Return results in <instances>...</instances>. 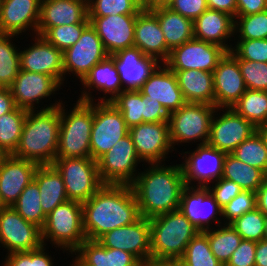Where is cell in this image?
<instances>
[{
  "label": "cell",
  "instance_id": "cell-40",
  "mask_svg": "<svg viewBox=\"0 0 267 266\" xmlns=\"http://www.w3.org/2000/svg\"><path fill=\"white\" fill-rule=\"evenodd\" d=\"M16 212L25 220L43 228L46 215L40 204V191L37 182L33 181L22 191L18 200L12 205Z\"/></svg>",
  "mask_w": 267,
  "mask_h": 266
},
{
  "label": "cell",
  "instance_id": "cell-53",
  "mask_svg": "<svg viewBox=\"0 0 267 266\" xmlns=\"http://www.w3.org/2000/svg\"><path fill=\"white\" fill-rule=\"evenodd\" d=\"M167 7L193 21L208 9L206 0H172Z\"/></svg>",
  "mask_w": 267,
  "mask_h": 266
},
{
  "label": "cell",
  "instance_id": "cell-24",
  "mask_svg": "<svg viewBox=\"0 0 267 266\" xmlns=\"http://www.w3.org/2000/svg\"><path fill=\"white\" fill-rule=\"evenodd\" d=\"M108 55L134 47L137 15H109L88 17Z\"/></svg>",
  "mask_w": 267,
  "mask_h": 266
},
{
  "label": "cell",
  "instance_id": "cell-45",
  "mask_svg": "<svg viewBox=\"0 0 267 266\" xmlns=\"http://www.w3.org/2000/svg\"><path fill=\"white\" fill-rule=\"evenodd\" d=\"M234 34V41L267 39V10L251 15L236 16Z\"/></svg>",
  "mask_w": 267,
  "mask_h": 266
},
{
  "label": "cell",
  "instance_id": "cell-11",
  "mask_svg": "<svg viewBox=\"0 0 267 266\" xmlns=\"http://www.w3.org/2000/svg\"><path fill=\"white\" fill-rule=\"evenodd\" d=\"M59 89H62L61 85L52 76L23 70L19 71L10 87L16 106L27 111H35L38 107H41L40 110L58 107L63 102L61 99L45 104L44 107L41 102L58 94Z\"/></svg>",
  "mask_w": 267,
  "mask_h": 266
},
{
  "label": "cell",
  "instance_id": "cell-67",
  "mask_svg": "<svg viewBox=\"0 0 267 266\" xmlns=\"http://www.w3.org/2000/svg\"><path fill=\"white\" fill-rule=\"evenodd\" d=\"M5 204L2 202L1 197H0V211L5 208Z\"/></svg>",
  "mask_w": 267,
  "mask_h": 266
},
{
  "label": "cell",
  "instance_id": "cell-68",
  "mask_svg": "<svg viewBox=\"0 0 267 266\" xmlns=\"http://www.w3.org/2000/svg\"><path fill=\"white\" fill-rule=\"evenodd\" d=\"M142 2V4H144L147 0H140Z\"/></svg>",
  "mask_w": 267,
  "mask_h": 266
},
{
  "label": "cell",
  "instance_id": "cell-57",
  "mask_svg": "<svg viewBox=\"0 0 267 266\" xmlns=\"http://www.w3.org/2000/svg\"><path fill=\"white\" fill-rule=\"evenodd\" d=\"M208 9L228 13L232 17L237 16V0H206Z\"/></svg>",
  "mask_w": 267,
  "mask_h": 266
},
{
  "label": "cell",
  "instance_id": "cell-20",
  "mask_svg": "<svg viewBox=\"0 0 267 266\" xmlns=\"http://www.w3.org/2000/svg\"><path fill=\"white\" fill-rule=\"evenodd\" d=\"M179 210L199 231L213 228L214 222L215 227L224 224L222 208L207 188L186 186L181 193Z\"/></svg>",
  "mask_w": 267,
  "mask_h": 266
},
{
  "label": "cell",
  "instance_id": "cell-56",
  "mask_svg": "<svg viewBox=\"0 0 267 266\" xmlns=\"http://www.w3.org/2000/svg\"><path fill=\"white\" fill-rule=\"evenodd\" d=\"M267 10V0H237V16L256 14Z\"/></svg>",
  "mask_w": 267,
  "mask_h": 266
},
{
  "label": "cell",
  "instance_id": "cell-13",
  "mask_svg": "<svg viewBox=\"0 0 267 266\" xmlns=\"http://www.w3.org/2000/svg\"><path fill=\"white\" fill-rule=\"evenodd\" d=\"M255 132L256 127L238 115L231 107L216 108L211 120L207 144L226 154H231L237 146Z\"/></svg>",
  "mask_w": 267,
  "mask_h": 266
},
{
  "label": "cell",
  "instance_id": "cell-35",
  "mask_svg": "<svg viewBox=\"0 0 267 266\" xmlns=\"http://www.w3.org/2000/svg\"><path fill=\"white\" fill-rule=\"evenodd\" d=\"M222 178L235 182L243 190L256 192L267 179L260 169L243 163L232 154H226Z\"/></svg>",
  "mask_w": 267,
  "mask_h": 266
},
{
  "label": "cell",
  "instance_id": "cell-22",
  "mask_svg": "<svg viewBox=\"0 0 267 266\" xmlns=\"http://www.w3.org/2000/svg\"><path fill=\"white\" fill-rule=\"evenodd\" d=\"M38 164L12 155H0V197L5 206H12L33 179Z\"/></svg>",
  "mask_w": 267,
  "mask_h": 266
},
{
  "label": "cell",
  "instance_id": "cell-65",
  "mask_svg": "<svg viewBox=\"0 0 267 266\" xmlns=\"http://www.w3.org/2000/svg\"><path fill=\"white\" fill-rule=\"evenodd\" d=\"M263 240L267 241V215H265V223H264V236Z\"/></svg>",
  "mask_w": 267,
  "mask_h": 266
},
{
  "label": "cell",
  "instance_id": "cell-14",
  "mask_svg": "<svg viewBox=\"0 0 267 266\" xmlns=\"http://www.w3.org/2000/svg\"><path fill=\"white\" fill-rule=\"evenodd\" d=\"M108 56L95 28L89 24L82 32L79 40L63 52L64 81L76 76L81 82L91 68ZM74 74V75H73Z\"/></svg>",
  "mask_w": 267,
  "mask_h": 266
},
{
  "label": "cell",
  "instance_id": "cell-34",
  "mask_svg": "<svg viewBox=\"0 0 267 266\" xmlns=\"http://www.w3.org/2000/svg\"><path fill=\"white\" fill-rule=\"evenodd\" d=\"M158 19L167 48L172 51L194 38L193 20L183 17L167 6L149 9Z\"/></svg>",
  "mask_w": 267,
  "mask_h": 266
},
{
  "label": "cell",
  "instance_id": "cell-44",
  "mask_svg": "<svg viewBox=\"0 0 267 266\" xmlns=\"http://www.w3.org/2000/svg\"><path fill=\"white\" fill-rule=\"evenodd\" d=\"M231 154L267 175V149L257 132L237 146Z\"/></svg>",
  "mask_w": 267,
  "mask_h": 266
},
{
  "label": "cell",
  "instance_id": "cell-1",
  "mask_svg": "<svg viewBox=\"0 0 267 266\" xmlns=\"http://www.w3.org/2000/svg\"><path fill=\"white\" fill-rule=\"evenodd\" d=\"M83 229L88 240H98L115 228L137 221L141 215L131 185L104 184L82 203Z\"/></svg>",
  "mask_w": 267,
  "mask_h": 266
},
{
  "label": "cell",
  "instance_id": "cell-49",
  "mask_svg": "<svg viewBox=\"0 0 267 266\" xmlns=\"http://www.w3.org/2000/svg\"><path fill=\"white\" fill-rule=\"evenodd\" d=\"M247 89L267 91V62L237 59Z\"/></svg>",
  "mask_w": 267,
  "mask_h": 266
},
{
  "label": "cell",
  "instance_id": "cell-58",
  "mask_svg": "<svg viewBox=\"0 0 267 266\" xmlns=\"http://www.w3.org/2000/svg\"><path fill=\"white\" fill-rule=\"evenodd\" d=\"M16 107L10 88L0 87V117L13 111Z\"/></svg>",
  "mask_w": 267,
  "mask_h": 266
},
{
  "label": "cell",
  "instance_id": "cell-23",
  "mask_svg": "<svg viewBox=\"0 0 267 266\" xmlns=\"http://www.w3.org/2000/svg\"><path fill=\"white\" fill-rule=\"evenodd\" d=\"M110 56L114 59L124 91L139 90L161 64L137 47L123 49Z\"/></svg>",
  "mask_w": 267,
  "mask_h": 266
},
{
  "label": "cell",
  "instance_id": "cell-31",
  "mask_svg": "<svg viewBox=\"0 0 267 266\" xmlns=\"http://www.w3.org/2000/svg\"><path fill=\"white\" fill-rule=\"evenodd\" d=\"M186 102L205 103L215 106L213 72L204 70H171Z\"/></svg>",
  "mask_w": 267,
  "mask_h": 266
},
{
  "label": "cell",
  "instance_id": "cell-6",
  "mask_svg": "<svg viewBox=\"0 0 267 266\" xmlns=\"http://www.w3.org/2000/svg\"><path fill=\"white\" fill-rule=\"evenodd\" d=\"M42 230L43 245H54L63 253L74 252L85 241L83 229L82 203L72 200L56 206L46 217Z\"/></svg>",
  "mask_w": 267,
  "mask_h": 266
},
{
  "label": "cell",
  "instance_id": "cell-64",
  "mask_svg": "<svg viewBox=\"0 0 267 266\" xmlns=\"http://www.w3.org/2000/svg\"><path fill=\"white\" fill-rule=\"evenodd\" d=\"M166 266H190L186 262L180 259H173L164 263Z\"/></svg>",
  "mask_w": 267,
  "mask_h": 266
},
{
  "label": "cell",
  "instance_id": "cell-54",
  "mask_svg": "<svg viewBox=\"0 0 267 266\" xmlns=\"http://www.w3.org/2000/svg\"><path fill=\"white\" fill-rule=\"evenodd\" d=\"M256 242L242 239L225 266H255Z\"/></svg>",
  "mask_w": 267,
  "mask_h": 266
},
{
  "label": "cell",
  "instance_id": "cell-8",
  "mask_svg": "<svg viewBox=\"0 0 267 266\" xmlns=\"http://www.w3.org/2000/svg\"><path fill=\"white\" fill-rule=\"evenodd\" d=\"M53 165L63 177L68 200L84 203L104 185L92 158L56 157Z\"/></svg>",
  "mask_w": 267,
  "mask_h": 266
},
{
  "label": "cell",
  "instance_id": "cell-19",
  "mask_svg": "<svg viewBox=\"0 0 267 266\" xmlns=\"http://www.w3.org/2000/svg\"><path fill=\"white\" fill-rule=\"evenodd\" d=\"M30 35L34 42L20 49V70L50 75L64 86L63 52L43 36Z\"/></svg>",
  "mask_w": 267,
  "mask_h": 266
},
{
  "label": "cell",
  "instance_id": "cell-7",
  "mask_svg": "<svg viewBox=\"0 0 267 266\" xmlns=\"http://www.w3.org/2000/svg\"><path fill=\"white\" fill-rule=\"evenodd\" d=\"M216 106L205 103L186 102L180 109L169 114V132L172 147L182 143L207 144L210 125Z\"/></svg>",
  "mask_w": 267,
  "mask_h": 266
},
{
  "label": "cell",
  "instance_id": "cell-3",
  "mask_svg": "<svg viewBox=\"0 0 267 266\" xmlns=\"http://www.w3.org/2000/svg\"><path fill=\"white\" fill-rule=\"evenodd\" d=\"M60 131V105L47 110L27 111L19 144L12 156L40 165L56 159Z\"/></svg>",
  "mask_w": 267,
  "mask_h": 266
},
{
  "label": "cell",
  "instance_id": "cell-29",
  "mask_svg": "<svg viewBox=\"0 0 267 266\" xmlns=\"http://www.w3.org/2000/svg\"><path fill=\"white\" fill-rule=\"evenodd\" d=\"M234 25L235 18L228 13L207 9L193 21L194 38L219 45L230 52L234 45L230 42L235 36Z\"/></svg>",
  "mask_w": 267,
  "mask_h": 266
},
{
  "label": "cell",
  "instance_id": "cell-27",
  "mask_svg": "<svg viewBox=\"0 0 267 266\" xmlns=\"http://www.w3.org/2000/svg\"><path fill=\"white\" fill-rule=\"evenodd\" d=\"M139 92L150 100L160 102L168 114L180 109L186 103L174 72L164 63L155 69Z\"/></svg>",
  "mask_w": 267,
  "mask_h": 266
},
{
  "label": "cell",
  "instance_id": "cell-4",
  "mask_svg": "<svg viewBox=\"0 0 267 266\" xmlns=\"http://www.w3.org/2000/svg\"><path fill=\"white\" fill-rule=\"evenodd\" d=\"M151 262L180 259L191 239L199 232L178 209L149 219Z\"/></svg>",
  "mask_w": 267,
  "mask_h": 266
},
{
  "label": "cell",
  "instance_id": "cell-61",
  "mask_svg": "<svg viewBox=\"0 0 267 266\" xmlns=\"http://www.w3.org/2000/svg\"><path fill=\"white\" fill-rule=\"evenodd\" d=\"M172 0H147L143 6L145 9H151L160 6H168Z\"/></svg>",
  "mask_w": 267,
  "mask_h": 266
},
{
  "label": "cell",
  "instance_id": "cell-25",
  "mask_svg": "<svg viewBox=\"0 0 267 266\" xmlns=\"http://www.w3.org/2000/svg\"><path fill=\"white\" fill-rule=\"evenodd\" d=\"M81 83L84 88L80 91L81 95H79L80 97L77 100L84 102H111L124 91L114 59L110 55L94 65ZM93 90L95 93L100 91L104 95L98 92L100 97L95 99L92 96ZM101 95H103L102 98Z\"/></svg>",
  "mask_w": 267,
  "mask_h": 266
},
{
  "label": "cell",
  "instance_id": "cell-5",
  "mask_svg": "<svg viewBox=\"0 0 267 266\" xmlns=\"http://www.w3.org/2000/svg\"><path fill=\"white\" fill-rule=\"evenodd\" d=\"M73 105L68 111L65 102L60 104V131L56 157L91 158L93 102L77 100Z\"/></svg>",
  "mask_w": 267,
  "mask_h": 266
},
{
  "label": "cell",
  "instance_id": "cell-46",
  "mask_svg": "<svg viewBox=\"0 0 267 266\" xmlns=\"http://www.w3.org/2000/svg\"><path fill=\"white\" fill-rule=\"evenodd\" d=\"M265 215L257 207L231 223L242 239L259 242L264 236Z\"/></svg>",
  "mask_w": 267,
  "mask_h": 266
},
{
  "label": "cell",
  "instance_id": "cell-37",
  "mask_svg": "<svg viewBox=\"0 0 267 266\" xmlns=\"http://www.w3.org/2000/svg\"><path fill=\"white\" fill-rule=\"evenodd\" d=\"M231 108L256 128L264 125L267 120V91L247 89Z\"/></svg>",
  "mask_w": 267,
  "mask_h": 266
},
{
  "label": "cell",
  "instance_id": "cell-59",
  "mask_svg": "<svg viewBox=\"0 0 267 266\" xmlns=\"http://www.w3.org/2000/svg\"><path fill=\"white\" fill-rule=\"evenodd\" d=\"M257 208L267 215V179L256 191Z\"/></svg>",
  "mask_w": 267,
  "mask_h": 266
},
{
  "label": "cell",
  "instance_id": "cell-18",
  "mask_svg": "<svg viewBox=\"0 0 267 266\" xmlns=\"http://www.w3.org/2000/svg\"><path fill=\"white\" fill-rule=\"evenodd\" d=\"M227 51L219 45L193 38L174 48L164 63L170 70L213 72Z\"/></svg>",
  "mask_w": 267,
  "mask_h": 266
},
{
  "label": "cell",
  "instance_id": "cell-28",
  "mask_svg": "<svg viewBox=\"0 0 267 266\" xmlns=\"http://www.w3.org/2000/svg\"><path fill=\"white\" fill-rule=\"evenodd\" d=\"M76 23H90L87 0H41L37 35L51 27Z\"/></svg>",
  "mask_w": 267,
  "mask_h": 266
},
{
  "label": "cell",
  "instance_id": "cell-16",
  "mask_svg": "<svg viewBox=\"0 0 267 266\" xmlns=\"http://www.w3.org/2000/svg\"><path fill=\"white\" fill-rule=\"evenodd\" d=\"M129 135L143 164L165 163L169 153L175 151L168 122H143L130 128Z\"/></svg>",
  "mask_w": 267,
  "mask_h": 266
},
{
  "label": "cell",
  "instance_id": "cell-41",
  "mask_svg": "<svg viewBox=\"0 0 267 266\" xmlns=\"http://www.w3.org/2000/svg\"><path fill=\"white\" fill-rule=\"evenodd\" d=\"M111 103L122 113L129 129L143 123L144 95L139 90L122 91Z\"/></svg>",
  "mask_w": 267,
  "mask_h": 266
},
{
  "label": "cell",
  "instance_id": "cell-30",
  "mask_svg": "<svg viewBox=\"0 0 267 266\" xmlns=\"http://www.w3.org/2000/svg\"><path fill=\"white\" fill-rule=\"evenodd\" d=\"M134 47L139 48L146 56L165 63L170 55L157 17L149 10L143 9L136 18Z\"/></svg>",
  "mask_w": 267,
  "mask_h": 266
},
{
  "label": "cell",
  "instance_id": "cell-2",
  "mask_svg": "<svg viewBox=\"0 0 267 266\" xmlns=\"http://www.w3.org/2000/svg\"><path fill=\"white\" fill-rule=\"evenodd\" d=\"M131 184L140 215L153 218L179 209L182 190L186 187L181 164H144Z\"/></svg>",
  "mask_w": 267,
  "mask_h": 266
},
{
  "label": "cell",
  "instance_id": "cell-43",
  "mask_svg": "<svg viewBox=\"0 0 267 266\" xmlns=\"http://www.w3.org/2000/svg\"><path fill=\"white\" fill-rule=\"evenodd\" d=\"M181 259L190 266H224L211 251L207 230L191 239Z\"/></svg>",
  "mask_w": 267,
  "mask_h": 266
},
{
  "label": "cell",
  "instance_id": "cell-36",
  "mask_svg": "<svg viewBox=\"0 0 267 266\" xmlns=\"http://www.w3.org/2000/svg\"><path fill=\"white\" fill-rule=\"evenodd\" d=\"M27 110L16 107L0 117V155H12L20 141Z\"/></svg>",
  "mask_w": 267,
  "mask_h": 266
},
{
  "label": "cell",
  "instance_id": "cell-50",
  "mask_svg": "<svg viewBox=\"0 0 267 266\" xmlns=\"http://www.w3.org/2000/svg\"><path fill=\"white\" fill-rule=\"evenodd\" d=\"M257 207L256 192L242 190L235 198L222 208L224 224H231L237 218Z\"/></svg>",
  "mask_w": 267,
  "mask_h": 266
},
{
  "label": "cell",
  "instance_id": "cell-42",
  "mask_svg": "<svg viewBox=\"0 0 267 266\" xmlns=\"http://www.w3.org/2000/svg\"><path fill=\"white\" fill-rule=\"evenodd\" d=\"M88 17L138 15L144 6L140 0H87Z\"/></svg>",
  "mask_w": 267,
  "mask_h": 266
},
{
  "label": "cell",
  "instance_id": "cell-69",
  "mask_svg": "<svg viewBox=\"0 0 267 266\" xmlns=\"http://www.w3.org/2000/svg\"><path fill=\"white\" fill-rule=\"evenodd\" d=\"M2 3H3V0H0V8H1Z\"/></svg>",
  "mask_w": 267,
  "mask_h": 266
},
{
  "label": "cell",
  "instance_id": "cell-47",
  "mask_svg": "<svg viewBox=\"0 0 267 266\" xmlns=\"http://www.w3.org/2000/svg\"><path fill=\"white\" fill-rule=\"evenodd\" d=\"M90 23H76L49 28L42 36L57 49L64 52L74 45Z\"/></svg>",
  "mask_w": 267,
  "mask_h": 266
},
{
  "label": "cell",
  "instance_id": "cell-26",
  "mask_svg": "<svg viewBox=\"0 0 267 266\" xmlns=\"http://www.w3.org/2000/svg\"><path fill=\"white\" fill-rule=\"evenodd\" d=\"M40 9L41 0H3L0 8V34H13L19 38V35L31 29V33L36 35Z\"/></svg>",
  "mask_w": 267,
  "mask_h": 266
},
{
  "label": "cell",
  "instance_id": "cell-10",
  "mask_svg": "<svg viewBox=\"0 0 267 266\" xmlns=\"http://www.w3.org/2000/svg\"><path fill=\"white\" fill-rule=\"evenodd\" d=\"M129 134L122 113L111 102H93V125L90 135L91 158L98 160L116 142Z\"/></svg>",
  "mask_w": 267,
  "mask_h": 266
},
{
  "label": "cell",
  "instance_id": "cell-62",
  "mask_svg": "<svg viewBox=\"0 0 267 266\" xmlns=\"http://www.w3.org/2000/svg\"><path fill=\"white\" fill-rule=\"evenodd\" d=\"M256 132L260 135L262 138L264 145L267 149V125H261L256 128Z\"/></svg>",
  "mask_w": 267,
  "mask_h": 266
},
{
  "label": "cell",
  "instance_id": "cell-51",
  "mask_svg": "<svg viewBox=\"0 0 267 266\" xmlns=\"http://www.w3.org/2000/svg\"><path fill=\"white\" fill-rule=\"evenodd\" d=\"M237 41V42H236ZM230 53L236 59L267 62V39L236 40Z\"/></svg>",
  "mask_w": 267,
  "mask_h": 266
},
{
  "label": "cell",
  "instance_id": "cell-15",
  "mask_svg": "<svg viewBox=\"0 0 267 266\" xmlns=\"http://www.w3.org/2000/svg\"><path fill=\"white\" fill-rule=\"evenodd\" d=\"M42 245L41 228L25 220L12 206L0 211V247L7 254L35 250Z\"/></svg>",
  "mask_w": 267,
  "mask_h": 266
},
{
  "label": "cell",
  "instance_id": "cell-39",
  "mask_svg": "<svg viewBox=\"0 0 267 266\" xmlns=\"http://www.w3.org/2000/svg\"><path fill=\"white\" fill-rule=\"evenodd\" d=\"M15 36L13 34H0L1 88H10L20 71V48L15 45V42L13 43Z\"/></svg>",
  "mask_w": 267,
  "mask_h": 266
},
{
  "label": "cell",
  "instance_id": "cell-63",
  "mask_svg": "<svg viewBox=\"0 0 267 266\" xmlns=\"http://www.w3.org/2000/svg\"><path fill=\"white\" fill-rule=\"evenodd\" d=\"M71 254L73 257L75 255L73 259V261L70 262L69 266H90V265H87L75 252H71V253H68V255Z\"/></svg>",
  "mask_w": 267,
  "mask_h": 266
},
{
  "label": "cell",
  "instance_id": "cell-66",
  "mask_svg": "<svg viewBox=\"0 0 267 266\" xmlns=\"http://www.w3.org/2000/svg\"><path fill=\"white\" fill-rule=\"evenodd\" d=\"M144 266H166L164 263H148V264H146V265H144Z\"/></svg>",
  "mask_w": 267,
  "mask_h": 266
},
{
  "label": "cell",
  "instance_id": "cell-32",
  "mask_svg": "<svg viewBox=\"0 0 267 266\" xmlns=\"http://www.w3.org/2000/svg\"><path fill=\"white\" fill-rule=\"evenodd\" d=\"M74 252L90 266H144L133 254L105 248L98 240L86 239Z\"/></svg>",
  "mask_w": 267,
  "mask_h": 266
},
{
  "label": "cell",
  "instance_id": "cell-33",
  "mask_svg": "<svg viewBox=\"0 0 267 266\" xmlns=\"http://www.w3.org/2000/svg\"><path fill=\"white\" fill-rule=\"evenodd\" d=\"M34 180L38 184L40 204L46 216H48L56 206L68 200L63 177L53 164L38 166L34 175Z\"/></svg>",
  "mask_w": 267,
  "mask_h": 266
},
{
  "label": "cell",
  "instance_id": "cell-12",
  "mask_svg": "<svg viewBox=\"0 0 267 266\" xmlns=\"http://www.w3.org/2000/svg\"><path fill=\"white\" fill-rule=\"evenodd\" d=\"M179 154L184 158L181 167L186 186L207 188L222 177L226 153L208 144H197L193 151Z\"/></svg>",
  "mask_w": 267,
  "mask_h": 266
},
{
  "label": "cell",
  "instance_id": "cell-17",
  "mask_svg": "<svg viewBox=\"0 0 267 266\" xmlns=\"http://www.w3.org/2000/svg\"><path fill=\"white\" fill-rule=\"evenodd\" d=\"M98 241L105 248L133 254L143 265L151 263L150 222L145 217L141 216L132 224L106 232Z\"/></svg>",
  "mask_w": 267,
  "mask_h": 266
},
{
  "label": "cell",
  "instance_id": "cell-60",
  "mask_svg": "<svg viewBox=\"0 0 267 266\" xmlns=\"http://www.w3.org/2000/svg\"><path fill=\"white\" fill-rule=\"evenodd\" d=\"M255 266H267V241L256 242Z\"/></svg>",
  "mask_w": 267,
  "mask_h": 266
},
{
  "label": "cell",
  "instance_id": "cell-55",
  "mask_svg": "<svg viewBox=\"0 0 267 266\" xmlns=\"http://www.w3.org/2000/svg\"><path fill=\"white\" fill-rule=\"evenodd\" d=\"M143 122L156 123V122H168L169 114L161 105L160 102H155L148 99L144 95V115Z\"/></svg>",
  "mask_w": 267,
  "mask_h": 266
},
{
  "label": "cell",
  "instance_id": "cell-48",
  "mask_svg": "<svg viewBox=\"0 0 267 266\" xmlns=\"http://www.w3.org/2000/svg\"><path fill=\"white\" fill-rule=\"evenodd\" d=\"M47 248V245H42L35 250L6 254L1 266H55Z\"/></svg>",
  "mask_w": 267,
  "mask_h": 266
},
{
  "label": "cell",
  "instance_id": "cell-38",
  "mask_svg": "<svg viewBox=\"0 0 267 266\" xmlns=\"http://www.w3.org/2000/svg\"><path fill=\"white\" fill-rule=\"evenodd\" d=\"M207 237L213 255L225 266L232 253L242 240L231 224H222L218 228L207 230Z\"/></svg>",
  "mask_w": 267,
  "mask_h": 266
},
{
  "label": "cell",
  "instance_id": "cell-21",
  "mask_svg": "<svg viewBox=\"0 0 267 266\" xmlns=\"http://www.w3.org/2000/svg\"><path fill=\"white\" fill-rule=\"evenodd\" d=\"M215 106L232 107L247 90L237 59L230 53L219 60L213 71Z\"/></svg>",
  "mask_w": 267,
  "mask_h": 266
},
{
  "label": "cell",
  "instance_id": "cell-9",
  "mask_svg": "<svg viewBox=\"0 0 267 266\" xmlns=\"http://www.w3.org/2000/svg\"><path fill=\"white\" fill-rule=\"evenodd\" d=\"M141 162L128 134L97 160L99 177L103 184L131 185L141 170L137 169Z\"/></svg>",
  "mask_w": 267,
  "mask_h": 266
},
{
  "label": "cell",
  "instance_id": "cell-52",
  "mask_svg": "<svg viewBox=\"0 0 267 266\" xmlns=\"http://www.w3.org/2000/svg\"><path fill=\"white\" fill-rule=\"evenodd\" d=\"M215 184V185H214ZM212 185V186H211ZM207 187L217 204L223 208L243 189L235 182L220 178Z\"/></svg>",
  "mask_w": 267,
  "mask_h": 266
}]
</instances>
